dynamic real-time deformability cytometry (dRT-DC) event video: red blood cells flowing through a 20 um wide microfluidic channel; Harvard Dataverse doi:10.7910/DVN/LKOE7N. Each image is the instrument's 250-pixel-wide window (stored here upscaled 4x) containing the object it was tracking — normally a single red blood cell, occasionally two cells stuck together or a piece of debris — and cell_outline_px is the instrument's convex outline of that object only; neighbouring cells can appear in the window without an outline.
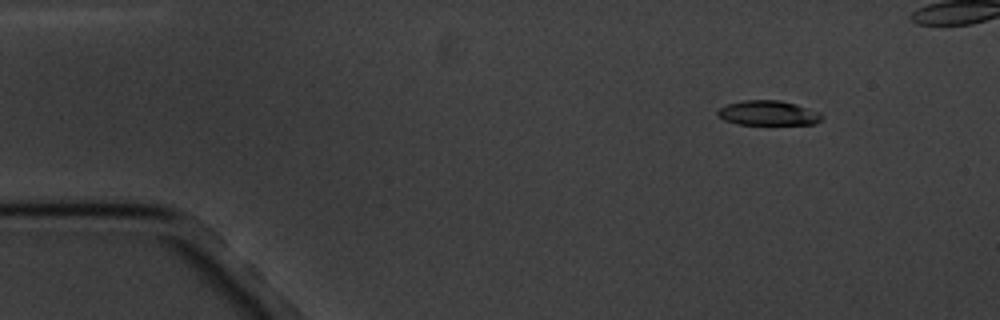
{"species": "common noctule bat (a hibernating species)", "species_latin": "Nyctalus noctula", "temperature_condition": "cold", "stored_images_in_passage": 6, "camera_frame_rate_fps": 3000, "um_per_image_px": 0.085, "animal": {"sex": "male", "body_mass_g": 20.1, "forearm_length_mm": 53.5}, "frame": {"image": 1, "passage_image": 2, "time_ms": 1.333, "image_size_px": [1000, 320], "cell_outline_px": [[824, 116], [816, 124], [736, 124], [724, 120], [716, 112], [720, 108], [728, 104], [744, 100], [780, 100], [796, 104], [820, 112]], "centroid_in_image_um": [65.32, 9.61], "position_along_channel_um": 19.7, "area_um2": 14.97}}